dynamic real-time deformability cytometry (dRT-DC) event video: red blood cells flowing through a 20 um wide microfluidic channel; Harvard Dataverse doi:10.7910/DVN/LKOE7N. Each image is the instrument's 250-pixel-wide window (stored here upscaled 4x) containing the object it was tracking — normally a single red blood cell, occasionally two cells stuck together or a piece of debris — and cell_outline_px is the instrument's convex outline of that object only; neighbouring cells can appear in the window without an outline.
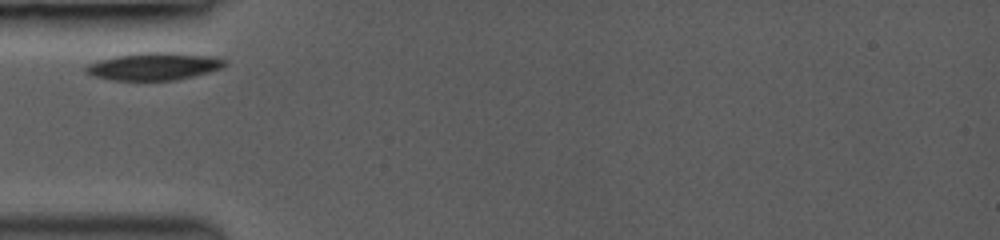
{"species": "common noctule bat (a hibernating species)", "species_latin": "Nyctalus noctula", "temperature_condition": "room temperature", "stored_images_in_passage": 2, "camera_frame_rate_fps": 3000, "um_per_image_px": 0.085, "animal": {"sex": "female", "body_mass_g": 19.0, "forearm_length_mm": 53.3}, "frame": {"image": 1, "passage_image": 1, "time_ms": 0.0, "image_size_px": [1000, 240], "cell_outline_px": [[228, 64], [220, 68], [208, 72], [176, 80], [112, 80], [92, 76], [84, 72], [84, 68], [88, 64], [100, 60], [116, 56], [140, 52], [168, 52], [208, 56], [228, 60]], "centroid_in_image_um": [13.06, 5.64], "position_along_channel_um": 71.9, "area_um2": 22.14}}